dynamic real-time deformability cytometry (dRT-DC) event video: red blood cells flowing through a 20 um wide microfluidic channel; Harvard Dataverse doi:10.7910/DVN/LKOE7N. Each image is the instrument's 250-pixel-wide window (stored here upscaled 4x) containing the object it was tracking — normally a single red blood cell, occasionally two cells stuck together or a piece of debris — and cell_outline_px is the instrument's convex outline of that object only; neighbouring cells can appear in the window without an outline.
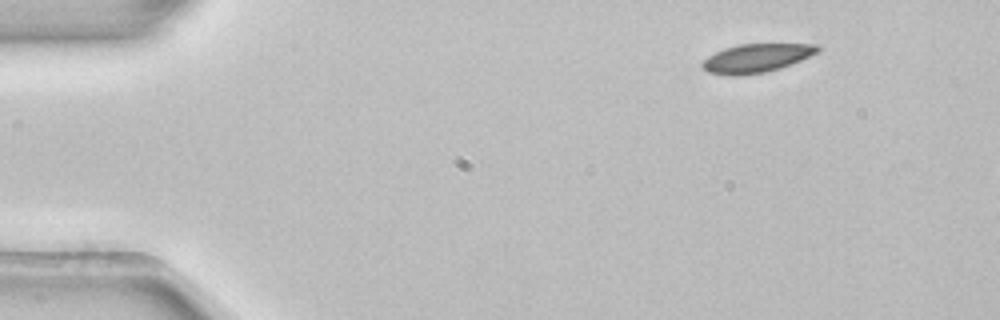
{"species": "common noctule bat (a hibernating species)", "species_latin": "Nyctalus noctula", "temperature_condition": "room temperature", "stored_images_in_passage": 3, "camera_frame_rate_fps": 3000, "um_per_image_px": 0.085, "animal": {"sex": "female", "body_mass_g": 22.7, "forearm_length_mm": 54.2}, "frame": {"image": 1, "passage_image": 1, "time_ms": 0.0, "image_size_px": [1000, 320], "cell_outline_px": [[820, 48], [816, 52], [792, 64], [780, 68], [764, 72], [740, 76], [732, 76], [708, 72], [700, 64], [708, 56], [724, 48], [740, 44], [816, 44]], "centroid_in_image_um": [64.26, 4.94], "position_along_channel_um": 20.7, "area_um2": 19.02}}